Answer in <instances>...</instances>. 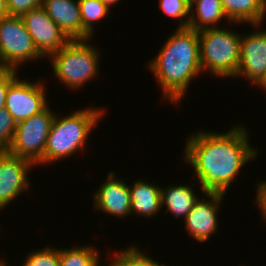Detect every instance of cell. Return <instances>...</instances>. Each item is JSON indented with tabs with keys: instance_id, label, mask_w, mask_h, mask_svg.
Here are the masks:
<instances>
[{
	"instance_id": "3",
	"label": "cell",
	"mask_w": 266,
	"mask_h": 266,
	"mask_svg": "<svg viewBox=\"0 0 266 266\" xmlns=\"http://www.w3.org/2000/svg\"><path fill=\"white\" fill-rule=\"evenodd\" d=\"M103 113V109L94 107L74 111L60 119L55 115L46 141L44 163L50 164L84 149L90 131Z\"/></svg>"
},
{
	"instance_id": "21",
	"label": "cell",
	"mask_w": 266,
	"mask_h": 266,
	"mask_svg": "<svg viewBox=\"0 0 266 266\" xmlns=\"http://www.w3.org/2000/svg\"><path fill=\"white\" fill-rule=\"evenodd\" d=\"M135 245L123 249L114 255L115 259L107 266H166L144 255Z\"/></svg>"
},
{
	"instance_id": "27",
	"label": "cell",
	"mask_w": 266,
	"mask_h": 266,
	"mask_svg": "<svg viewBox=\"0 0 266 266\" xmlns=\"http://www.w3.org/2000/svg\"><path fill=\"white\" fill-rule=\"evenodd\" d=\"M256 193V203L261 210L262 216L266 220V181H261V183L258 184Z\"/></svg>"
},
{
	"instance_id": "17",
	"label": "cell",
	"mask_w": 266,
	"mask_h": 266,
	"mask_svg": "<svg viewBox=\"0 0 266 266\" xmlns=\"http://www.w3.org/2000/svg\"><path fill=\"white\" fill-rule=\"evenodd\" d=\"M194 5L195 9L193 12ZM221 19H228L222 8L221 0L190 1L189 28L195 31L215 28Z\"/></svg>"
},
{
	"instance_id": "23",
	"label": "cell",
	"mask_w": 266,
	"mask_h": 266,
	"mask_svg": "<svg viewBox=\"0 0 266 266\" xmlns=\"http://www.w3.org/2000/svg\"><path fill=\"white\" fill-rule=\"evenodd\" d=\"M22 266H60L59 249L49 246L38 251L31 252Z\"/></svg>"
},
{
	"instance_id": "28",
	"label": "cell",
	"mask_w": 266,
	"mask_h": 266,
	"mask_svg": "<svg viewBox=\"0 0 266 266\" xmlns=\"http://www.w3.org/2000/svg\"><path fill=\"white\" fill-rule=\"evenodd\" d=\"M9 16L7 0H0V19Z\"/></svg>"
},
{
	"instance_id": "1",
	"label": "cell",
	"mask_w": 266,
	"mask_h": 266,
	"mask_svg": "<svg viewBox=\"0 0 266 266\" xmlns=\"http://www.w3.org/2000/svg\"><path fill=\"white\" fill-rule=\"evenodd\" d=\"M246 130L242 125L225 133L202 130L187 139L184 157L195 170L203 194L226 193L242 166L256 157L257 148L249 143Z\"/></svg>"
},
{
	"instance_id": "22",
	"label": "cell",
	"mask_w": 266,
	"mask_h": 266,
	"mask_svg": "<svg viewBox=\"0 0 266 266\" xmlns=\"http://www.w3.org/2000/svg\"><path fill=\"white\" fill-rule=\"evenodd\" d=\"M160 9L169 17L181 20L178 28H187L189 25L190 1L189 0H160ZM188 15V16H187ZM186 17V19H185ZM184 18V19H183Z\"/></svg>"
},
{
	"instance_id": "24",
	"label": "cell",
	"mask_w": 266,
	"mask_h": 266,
	"mask_svg": "<svg viewBox=\"0 0 266 266\" xmlns=\"http://www.w3.org/2000/svg\"><path fill=\"white\" fill-rule=\"evenodd\" d=\"M16 121L6 109L0 110V152H7L12 143Z\"/></svg>"
},
{
	"instance_id": "11",
	"label": "cell",
	"mask_w": 266,
	"mask_h": 266,
	"mask_svg": "<svg viewBox=\"0 0 266 266\" xmlns=\"http://www.w3.org/2000/svg\"><path fill=\"white\" fill-rule=\"evenodd\" d=\"M224 193L205 192L208 200L199 199L184 219L186 229L192 238L199 242L207 241L218 229L217 212L222 203ZM210 198V200H209Z\"/></svg>"
},
{
	"instance_id": "18",
	"label": "cell",
	"mask_w": 266,
	"mask_h": 266,
	"mask_svg": "<svg viewBox=\"0 0 266 266\" xmlns=\"http://www.w3.org/2000/svg\"><path fill=\"white\" fill-rule=\"evenodd\" d=\"M194 192L188 185H170L165 189L161 187V205L163 207L165 204L166 212H171L176 218L184 217L185 219L200 199Z\"/></svg>"
},
{
	"instance_id": "15",
	"label": "cell",
	"mask_w": 266,
	"mask_h": 266,
	"mask_svg": "<svg viewBox=\"0 0 266 266\" xmlns=\"http://www.w3.org/2000/svg\"><path fill=\"white\" fill-rule=\"evenodd\" d=\"M228 22L261 25L266 12V0H221Z\"/></svg>"
},
{
	"instance_id": "6",
	"label": "cell",
	"mask_w": 266,
	"mask_h": 266,
	"mask_svg": "<svg viewBox=\"0 0 266 266\" xmlns=\"http://www.w3.org/2000/svg\"><path fill=\"white\" fill-rule=\"evenodd\" d=\"M55 115L47 106L40 113L18 122L7 152L28 159L34 165L44 164L46 141Z\"/></svg>"
},
{
	"instance_id": "19",
	"label": "cell",
	"mask_w": 266,
	"mask_h": 266,
	"mask_svg": "<svg viewBox=\"0 0 266 266\" xmlns=\"http://www.w3.org/2000/svg\"><path fill=\"white\" fill-rule=\"evenodd\" d=\"M93 246L59 249L60 266H100L99 251Z\"/></svg>"
},
{
	"instance_id": "25",
	"label": "cell",
	"mask_w": 266,
	"mask_h": 266,
	"mask_svg": "<svg viewBox=\"0 0 266 266\" xmlns=\"http://www.w3.org/2000/svg\"><path fill=\"white\" fill-rule=\"evenodd\" d=\"M43 0H7L9 16H22L31 9L42 6Z\"/></svg>"
},
{
	"instance_id": "8",
	"label": "cell",
	"mask_w": 266,
	"mask_h": 266,
	"mask_svg": "<svg viewBox=\"0 0 266 266\" xmlns=\"http://www.w3.org/2000/svg\"><path fill=\"white\" fill-rule=\"evenodd\" d=\"M45 93L43 82L32 83L16 78L8 87L5 109L16 123L26 120L48 106Z\"/></svg>"
},
{
	"instance_id": "4",
	"label": "cell",
	"mask_w": 266,
	"mask_h": 266,
	"mask_svg": "<svg viewBox=\"0 0 266 266\" xmlns=\"http://www.w3.org/2000/svg\"><path fill=\"white\" fill-rule=\"evenodd\" d=\"M198 37L202 71L234 78L240 64L241 35L217 26L199 30Z\"/></svg>"
},
{
	"instance_id": "31",
	"label": "cell",
	"mask_w": 266,
	"mask_h": 266,
	"mask_svg": "<svg viewBox=\"0 0 266 266\" xmlns=\"http://www.w3.org/2000/svg\"><path fill=\"white\" fill-rule=\"evenodd\" d=\"M0 266H7V265H6V262L3 261L2 259H0Z\"/></svg>"
},
{
	"instance_id": "7",
	"label": "cell",
	"mask_w": 266,
	"mask_h": 266,
	"mask_svg": "<svg viewBox=\"0 0 266 266\" xmlns=\"http://www.w3.org/2000/svg\"><path fill=\"white\" fill-rule=\"evenodd\" d=\"M43 57L21 16L0 19V68L17 70L20 64Z\"/></svg>"
},
{
	"instance_id": "9",
	"label": "cell",
	"mask_w": 266,
	"mask_h": 266,
	"mask_svg": "<svg viewBox=\"0 0 266 266\" xmlns=\"http://www.w3.org/2000/svg\"><path fill=\"white\" fill-rule=\"evenodd\" d=\"M21 17L37 50L44 58L59 51L70 41L42 6L31 9Z\"/></svg>"
},
{
	"instance_id": "26",
	"label": "cell",
	"mask_w": 266,
	"mask_h": 266,
	"mask_svg": "<svg viewBox=\"0 0 266 266\" xmlns=\"http://www.w3.org/2000/svg\"><path fill=\"white\" fill-rule=\"evenodd\" d=\"M17 77V70L0 68V110L5 109L8 87Z\"/></svg>"
},
{
	"instance_id": "13",
	"label": "cell",
	"mask_w": 266,
	"mask_h": 266,
	"mask_svg": "<svg viewBox=\"0 0 266 266\" xmlns=\"http://www.w3.org/2000/svg\"><path fill=\"white\" fill-rule=\"evenodd\" d=\"M94 208L120 218L131 214L129 185L110 172L104 183L93 195Z\"/></svg>"
},
{
	"instance_id": "10",
	"label": "cell",
	"mask_w": 266,
	"mask_h": 266,
	"mask_svg": "<svg viewBox=\"0 0 266 266\" xmlns=\"http://www.w3.org/2000/svg\"><path fill=\"white\" fill-rule=\"evenodd\" d=\"M32 166L28 159L0 152V210L28 189Z\"/></svg>"
},
{
	"instance_id": "30",
	"label": "cell",
	"mask_w": 266,
	"mask_h": 266,
	"mask_svg": "<svg viewBox=\"0 0 266 266\" xmlns=\"http://www.w3.org/2000/svg\"><path fill=\"white\" fill-rule=\"evenodd\" d=\"M102 3H104L109 9L111 5H114L115 3H118L120 0H100Z\"/></svg>"
},
{
	"instance_id": "20",
	"label": "cell",
	"mask_w": 266,
	"mask_h": 266,
	"mask_svg": "<svg viewBox=\"0 0 266 266\" xmlns=\"http://www.w3.org/2000/svg\"><path fill=\"white\" fill-rule=\"evenodd\" d=\"M78 2L82 18L83 39H91L94 34V22L102 20L110 10L100 0H78Z\"/></svg>"
},
{
	"instance_id": "2",
	"label": "cell",
	"mask_w": 266,
	"mask_h": 266,
	"mask_svg": "<svg viewBox=\"0 0 266 266\" xmlns=\"http://www.w3.org/2000/svg\"><path fill=\"white\" fill-rule=\"evenodd\" d=\"M165 42L148 68L160 83L163 96L177 104L191 80L202 71L198 31L177 28Z\"/></svg>"
},
{
	"instance_id": "29",
	"label": "cell",
	"mask_w": 266,
	"mask_h": 266,
	"mask_svg": "<svg viewBox=\"0 0 266 266\" xmlns=\"http://www.w3.org/2000/svg\"><path fill=\"white\" fill-rule=\"evenodd\" d=\"M261 86V88L263 87V89L266 91V70L264 73V76L255 84V86Z\"/></svg>"
},
{
	"instance_id": "5",
	"label": "cell",
	"mask_w": 266,
	"mask_h": 266,
	"mask_svg": "<svg viewBox=\"0 0 266 266\" xmlns=\"http://www.w3.org/2000/svg\"><path fill=\"white\" fill-rule=\"evenodd\" d=\"M89 39L70 40L49 57L55 76L70 89H79L99 75V54Z\"/></svg>"
},
{
	"instance_id": "12",
	"label": "cell",
	"mask_w": 266,
	"mask_h": 266,
	"mask_svg": "<svg viewBox=\"0 0 266 266\" xmlns=\"http://www.w3.org/2000/svg\"><path fill=\"white\" fill-rule=\"evenodd\" d=\"M240 49V64L234 78L245 75L255 85L266 70V30L242 35Z\"/></svg>"
},
{
	"instance_id": "16",
	"label": "cell",
	"mask_w": 266,
	"mask_h": 266,
	"mask_svg": "<svg viewBox=\"0 0 266 266\" xmlns=\"http://www.w3.org/2000/svg\"><path fill=\"white\" fill-rule=\"evenodd\" d=\"M131 195V213L150 217L158 214L161 205V187L144 180H136L129 186Z\"/></svg>"
},
{
	"instance_id": "14",
	"label": "cell",
	"mask_w": 266,
	"mask_h": 266,
	"mask_svg": "<svg viewBox=\"0 0 266 266\" xmlns=\"http://www.w3.org/2000/svg\"><path fill=\"white\" fill-rule=\"evenodd\" d=\"M42 7L70 40L83 39L78 0H43Z\"/></svg>"
}]
</instances>
